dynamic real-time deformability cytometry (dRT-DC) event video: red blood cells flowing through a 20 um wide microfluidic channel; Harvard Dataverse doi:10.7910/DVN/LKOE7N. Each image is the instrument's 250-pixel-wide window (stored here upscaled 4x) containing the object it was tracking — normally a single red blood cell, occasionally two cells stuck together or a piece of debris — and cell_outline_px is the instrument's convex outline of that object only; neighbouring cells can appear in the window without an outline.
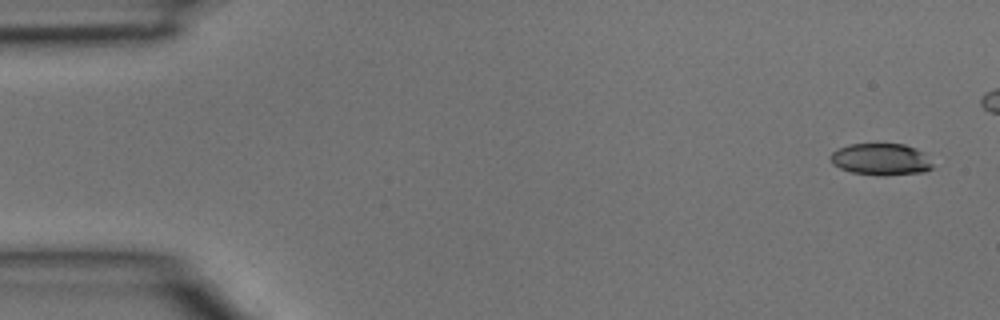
{"species": "common noctule bat (a hibernating species)", "species_latin": "Nyctalus noctula", "temperature_condition": "room temperature", "stored_images_in_passage": 5, "camera_frame_rate_fps": 3000, "um_per_image_px": 0.085, "animal": {"sex": "male", "body_mass_g": 15.6}, "frame": {"image": 1, "passage_image": 1, "time_ms": 0.0, "image_size_px": [1000, 320], "cell_outline_px": [[932, 168], [924, 172], [884, 176], [880, 176], [852, 172], [840, 168], [832, 164], [832, 152], [840, 148], [852, 144], [904, 144], [916, 148], [924, 152], [932, 164]], "centroid_in_image_um": [74.92, 13.55], "position_along_channel_um": 10.1, "area_um2": 18.84}}